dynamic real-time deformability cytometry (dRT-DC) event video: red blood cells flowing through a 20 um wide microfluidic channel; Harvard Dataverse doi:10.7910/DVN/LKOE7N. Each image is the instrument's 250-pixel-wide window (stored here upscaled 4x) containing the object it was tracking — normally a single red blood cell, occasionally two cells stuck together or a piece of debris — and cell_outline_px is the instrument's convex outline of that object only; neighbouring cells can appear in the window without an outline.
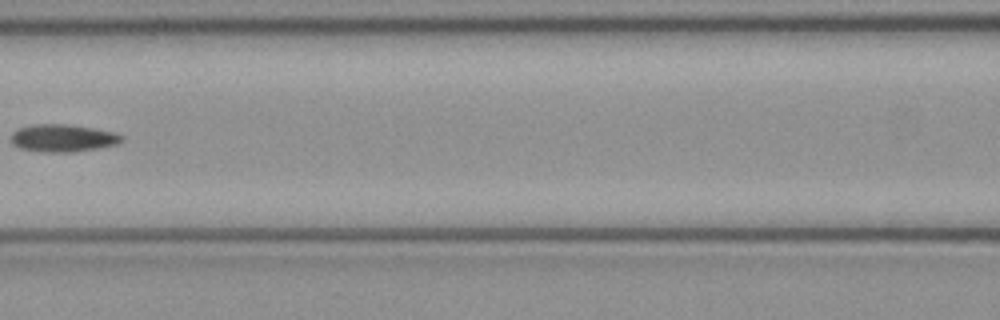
{"species": "common noctule bat (a hibernating species)", "species_latin": "Nyctalus noctula", "temperature_condition": "cold", "stored_images_in_passage": 6, "camera_frame_rate_fps": 3000, "um_per_image_px": 0.085, "animal": {"sex": "female", "body_mass_g": 21.9}, "frame": {"image": 1, "passage_image": 6, "time_ms": 1.667, "image_size_px": [1000, 320], "cell_outline_px": [[124, 140], [116, 144], [100, 148], [72, 152], [44, 152], [20, 148], [12, 144], [12, 132], [16, 128], [32, 124], [68, 124], [116, 132], [124, 136]], "centroid_in_image_um": [5.35, 11.73], "position_along_channel_um": 161.2, "area_um2": 17.92}}